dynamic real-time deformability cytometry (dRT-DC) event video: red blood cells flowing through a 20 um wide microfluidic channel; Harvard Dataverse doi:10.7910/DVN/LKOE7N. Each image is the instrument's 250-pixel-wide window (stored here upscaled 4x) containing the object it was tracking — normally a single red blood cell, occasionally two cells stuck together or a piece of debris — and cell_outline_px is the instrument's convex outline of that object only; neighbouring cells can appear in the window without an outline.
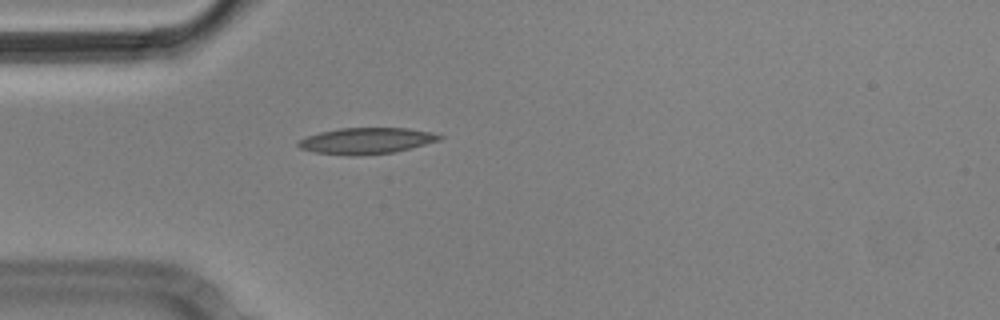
{"species": "Egyptian fruit bat (a non-hibernating species)", "species_latin": "Rousettus aegyptiacus", "temperature_condition": "cold", "stored_images_in_passage": 6, "camera_frame_rate_fps": 3000, "um_per_image_px": 0.085, "animal": {"sex": "male"}, "frame": {"image": 1, "passage_image": 1, "time_ms": 0.0, "image_size_px": [1000, 320], "cell_outline_px": [[444, 136], [440, 140], [396, 152], [356, 156], [348, 156], [316, 152], [300, 148], [296, 144], [296, 140], [320, 132], [340, 128], [408, 128], [432, 132]], "centroid_in_image_um": [31.14, 11.97], "position_along_channel_um": 53.9, "area_um2": 21.68}}
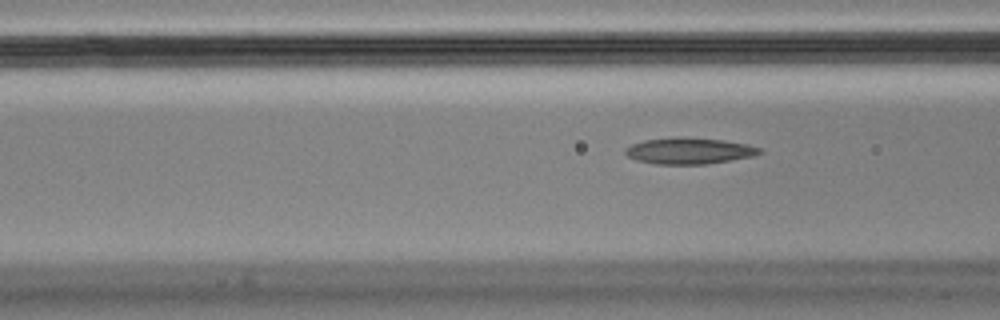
{"frame": {"image": 2, "passage_image": 6, "time_ms": 1.667, "image_size_px": [1000, 320], "cell_outline_px": [[764, 152], [752, 156], [708, 164], [656, 164], [636, 160], [628, 156], [624, 152], [624, 148], [632, 144], [644, 140], [680, 136], [724, 140], [748, 144], [760, 148]], "centroid_in_image_um": [58.57, 12.81], "position_along_channel_um": 108.0, "area_um2": 20.69}}